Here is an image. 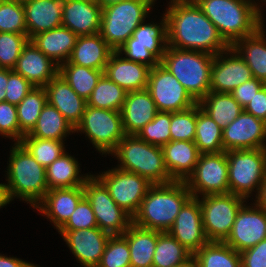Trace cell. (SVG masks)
I'll list each match as a JSON object with an SVG mask.
<instances>
[{"label": "cell", "mask_w": 266, "mask_h": 267, "mask_svg": "<svg viewBox=\"0 0 266 267\" xmlns=\"http://www.w3.org/2000/svg\"><path fill=\"white\" fill-rule=\"evenodd\" d=\"M191 256L192 254L168 232L157 231L152 267H175Z\"/></svg>", "instance_id": "40"}, {"label": "cell", "mask_w": 266, "mask_h": 267, "mask_svg": "<svg viewBox=\"0 0 266 267\" xmlns=\"http://www.w3.org/2000/svg\"><path fill=\"white\" fill-rule=\"evenodd\" d=\"M83 189L100 230L111 236L122 235L133 223V217L116 204L96 175H89Z\"/></svg>", "instance_id": "11"}, {"label": "cell", "mask_w": 266, "mask_h": 267, "mask_svg": "<svg viewBox=\"0 0 266 267\" xmlns=\"http://www.w3.org/2000/svg\"><path fill=\"white\" fill-rule=\"evenodd\" d=\"M0 134L19 143V121L15 104L0 102Z\"/></svg>", "instance_id": "49"}, {"label": "cell", "mask_w": 266, "mask_h": 267, "mask_svg": "<svg viewBox=\"0 0 266 267\" xmlns=\"http://www.w3.org/2000/svg\"><path fill=\"white\" fill-rule=\"evenodd\" d=\"M118 52L125 54L127 60L141 62L149 67H155L160 61L141 45H123Z\"/></svg>", "instance_id": "52"}, {"label": "cell", "mask_w": 266, "mask_h": 267, "mask_svg": "<svg viewBox=\"0 0 266 267\" xmlns=\"http://www.w3.org/2000/svg\"><path fill=\"white\" fill-rule=\"evenodd\" d=\"M255 204L266 210V179L264 180V183L261 185L259 192L257 196H255Z\"/></svg>", "instance_id": "57"}, {"label": "cell", "mask_w": 266, "mask_h": 267, "mask_svg": "<svg viewBox=\"0 0 266 267\" xmlns=\"http://www.w3.org/2000/svg\"><path fill=\"white\" fill-rule=\"evenodd\" d=\"M168 4L164 14L167 19V46L212 55L230 47L195 2L170 0Z\"/></svg>", "instance_id": "1"}, {"label": "cell", "mask_w": 266, "mask_h": 267, "mask_svg": "<svg viewBox=\"0 0 266 267\" xmlns=\"http://www.w3.org/2000/svg\"><path fill=\"white\" fill-rule=\"evenodd\" d=\"M95 1L101 6V8H104L110 4L118 3L122 0H95Z\"/></svg>", "instance_id": "60"}, {"label": "cell", "mask_w": 266, "mask_h": 267, "mask_svg": "<svg viewBox=\"0 0 266 267\" xmlns=\"http://www.w3.org/2000/svg\"><path fill=\"white\" fill-rule=\"evenodd\" d=\"M226 157L229 193L248 200L257 190V196L266 179V148L230 150L226 151Z\"/></svg>", "instance_id": "8"}, {"label": "cell", "mask_w": 266, "mask_h": 267, "mask_svg": "<svg viewBox=\"0 0 266 267\" xmlns=\"http://www.w3.org/2000/svg\"><path fill=\"white\" fill-rule=\"evenodd\" d=\"M76 261L83 267H97L110 234L98 227L79 230H59Z\"/></svg>", "instance_id": "19"}, {"label": "cell", "mask_w": 266, "mask_h": 267, "mask_svg": "<svg viewBox=\"0 0 266 267\" xmlns=\"http://www.w3.org/2000/svg\"><path fill=\"white\" fill-rule=\"evenodd\" d=\"M11 198L9 196L7 184L0 183V208L10 204Z\"/></svg>", "instance_id": "58"}, {"label": "cell", "mask_w": 266, "mask_h": 267, "mask_svg": "<svg viewBox=\"0 0 266 267\" xmlns=\"http://www.w3.org/2000/svg\"><path fill=\"white\" fill-rule=\"evenodd\" d=\"M223 129L197 103V122L194 143L201 154L221 153Z\"/></svg>", "instance_id": "36"}, {"label": "cell", "mask_w": 266, "mask_h": 267, "mask_svg": "<svg viewBox=\"0 0 266 267\" xmlns=\"http://www.w3.org/2000/svg\"><path fill=\"white\" fill-rule=\"evenodd\" d=\"M195 3L229 46L264 25L262 6L254 0H196Z\"/></svg>", "instance_id": "2"}, {"label": "cell", "mask_w": 266, "mask_h": 267, "mask_svg": "<svg viewBox=\"0 0 266 267\" xmlns=\"http://www.w3.org/2000/svg\"><path fill=\"white\" fill-rule=\"evenodd\" d=\"M80 166L73 156L64 152L57 160L46 167L48 189L83 186L89 175H79Z\"/></svg>", "instance_id": "32"}, {"label": "cell", "mask_w": 266, "mask_h": 267, "mask_svg": "<svg viewBox=\"0 0 266 267\" xmlns=\"http://www.w3.org/2000/svg\"><path fill=\"white\" fill-rule=\"evenodd\" d=\"M78 36L69 28L58 27L33 36L30 41L58 66L67 62Z\"/></svg>", "instance_id": "29"}, {"label": "cell", "mask_w": 266, "mask_h": 267, "mask_svg": "<svg viewBox=\"0 0 266 267\" xmlns=\"http://www.w3.org/2000/svg\"><path fill=\"white\" fill-rule=\"evenodd\" d=\"M19 143L45 168L65 152V142L59 140L40 139L27 134Z\"/></svg>", "instance_id": "42"}, {"label": "cell", "mask_w": 266, "mask_h": 267, "mask_svg": "<svg viewBox=\"0 0 266 267\" xmlns=\"http://www.w3.org/2000/svg\"><path fill=\"white\" fill-rule=\"evenodd\" d=\"M122 236L129 245L131 267H152L157 230L145 229L132 223Z\"/></svg>", "instance_id": "30"}, {"label": "cell", "mask_w": 266, "mask_h": 267, "mask_svg": "<svg viewBox=\"0 0 266 267\" xmlns=\"http://www.w3.org/2000/svg\"><path fill=\"white\" fill-rule=\"evenodd\" d=\"M197 122V104L171 112L170 133L172 141H194Z\"/></svg>", "instance_id": "45"}, {"label": "cell", "mask_w": 266, "mask_h": 267, "mask_svg": "<svg viewBox=\"0 0 266 267\" xmlns=\"http://www.w3.org/2000/svg\"><path fill=\"white\" fill-rule=\"evenodd\" d=\"M84 197L83 186L54 188L47 191L44 199L35 207L46 216L59 231Z\"/></svg>", "instance_id": "21"}, {"label": "cell", "mask_w": 266, "mask_h": 267, "mask_svg": "<svg viewBox=\"0 0 266 267\" xmlns=\"http://www.w3.org/2000/svg\"><path fill=\"white\" fill-rule=\"evenodd\" d=\"M167 232L192 255L209 242L204 231L200 202L197 197H191L183 205Z\"/></svg>", "instance_id": "18"}, {"label": "cell", "mask_w": 266, "mask_h": 267, "mask_svg": "<svg viewBox=\"0 0 266 267\" xmlns=\"http://www.w3.org/2000/svg\"><path fill=\"white\" fill-rule=\"evenodd\" d=\"M13 1H17V2H19V3H24V2H27V1H29V0H13Z\"/></svg>", "instance_id": "61"}, {"label": "cell", "mask_w": 266, "mask_h": 267, "mask_svg": "<svg viewBox=\"0 0 266 267\" xmlns=\"http://www.w3.org/2000/svg\"><path fill=\"white\" fill-rule=\"evenodd\" d=\"M202 222L209 241L224 242L229 236L236 215L246 199L232 193L198 197Z\"/></svg>", "instance_id": "10"}, {"label": "cell", "mask_w": 266, "mask_h": 267, "mask_svg": "<svg viewBox=\"0 0 266 267\" xmlns=\"http://www.w3.org/2000/svg\"><path fill=\"white\" fill-rule=\"evenodd\" d=\"M13 70L33 86L45 87L58 74L59 66L29 40L22 48Z\"/></svg>", "instance_id": "22"}, {"label": "cell", "mask_w": 266, "mask_h": 267, "mask_svg": "<svg viewBox=\"0 0 266 267\" xmlns=\"http://www.w3.org/2000/svg\"><path fill=\"white\" fill-rule=\"evenodd\" d=\"M46 103L47 94L45 88L34 87L22 101L16 105L19 121V142L24 135L32 131Z\"/></svg>", "instance_id": "38"}, {"label": "cell", "mask_w": 266, "mask_h": 267, "mask_svg": "<svg viewBox=\"0 0 266 267\" xmlns=\"http://www.w3.org/2000/svg\"><path fill=\"white\" fill-rule=\"evenodd\" d=\"M185 182L192 197L229 193L226 151L201 154L194 172Z\"/></svg>", "instance_id": "12"}, {"label": "cell", "mask_w": 266, "mask_h": 267, "mask_svg": "<svg viewBox=\"0 0 266 267\" xmlns=\"http://www.w3.org/2000/svg\"><path fill=\"white\" fill-rule=\"evenodd\" d=\"M65 0H29L23 3L27 37L62 26Z\"/></svg>", "instance_id": "26"}, {"label": "cell", "mask_w": 266, "mask_h": 267, "mask_svg": "<svg viewBox=\"0 0 266 267\" xmlns=\"http://www.w3.org/2000/svg\"><path fill=\"white\" fill-rule=\"evenodd\" d=\"M147 90L158 111L177 112L198 103L160 62L150 69Z\"/></svg>", "instance_id": "14"}, {"label": "cell", "mask_w": 266, "mask_h": 267, "mask_svg": "<svg viewBox=\"0 0 266 267\" xmlns=\"http://www.w3.org/2000/svg\"><path fill=\"white\" fill-rule=\"evenodd\" d=\"M110 154L118 159V169L145 177L153 185L174 182L165 167L161 147L137 135H125Z\"/></svg>", "instance_id": "6"}, {"label": "cell", "mask_w": 266, "mask_h": 267, "mask_svg": "<svg viewBox=\"0 0 266 267\" xmlns=\"http://www.w3.org/2000/svg\"><path fill=\"white\" fill-rule=\"evenodd\" d=\"M44 88L47 102L59 110L75 128L83 118L87 101L80 97L59 74L49 81Z\"/></svg>", "instance_id": "24"}, {"label": "cell", "mask_w": 266, "mask_h": 267, "mask_svg": "<svg viewBox=\"0 0 266 267\" xmlns=\"http://www.w3.org/2000/svg\"><path fill=\"white\" fill-rule=\"evenodd\" d=\"M244 111L266 122V84L244 107Z\"/></svg>", "instance_id": "54"}, {"label": "cell", "mask_w": 266, "mask_h": 267, "mask_svg": "<svg viewBox=\"0 0 266 267\" xmlns=\"http://www.w3.org/2000/svg\"><path fill=\"white\" fill-rule=\"evenodd\" d=\"M28 41L27 34L0 32V68L13 70Z\"/></svg>", "instance_id": "46"}, {"label": "cell", "mask_w": 266, "mask_h": 267, "mask_svg": "<svg viewBox=\"0 0 266 267\" xmlns=\"http://www.w3.org/2000/svg\"><path fill=\"white\" fill-rule=\"evenodd\" d=\"M34 87L23 76L12 69H8L5 101L17 105Z\"/></svg>", "instance_id": "50"}, {"label": "cell", "mask_w": 266, "mask_h": 267, "mask_svg": "<svg viewBox=\"0 0 266 267\" xmlns=\"http://www.w3.org/2000/svg\"><path fill=\"white\" fill-rule=\"evenodd\" d=\"M62 26L77 36L100 33L102 8L95 0H65Z\"/></svg>", "instance_id": "20"}, {"label": "cell", "mask_w": 266, "mask_h": 267, "mask_svg": "<svg viewBox=\"0 0 266 267\" xmlns=\"http://www.w3.org/2000/svg\"><path fill=\"white\" fill-rule=\"evenodd\" d=\"M198 104L222 129L244 110L230 93L210 91Z\"/></svg>", "instance_id": "34"}, {"label": "cell", "mask_w": 266, "mask_h": 267, "mask_svg": "<svg viewBox=\"0 0 266 267\" xmlns=\"http://www.w3.org/2000/svg\"><path fill=\"white\" fill-rule=\"evenodd\" d=\"M75 133V128L59 110L48 102L44 105L36 125L28 134L31 137L64 141L67 134Z\"/></svg>", "instance_id": "33"}, {"label": "cell", "mask_w": 266, "mask_h": 267, "mask_svg": "<svg viewBox=\"0 0 266 267\" xmlns=\"http://www.w3.org/2000/svg\"><path fill=\"white\" fill-rule=\"evenodd\" d=\"M157 112L155 102L147 89L127 92L120 110L125 134L137 135L155 118Z\"/></svg>", "instance_id": "25"}, {"label": "cell", "mask_w": 266, "mask_h": 267, "mask_svg": "<svg viewBox=\"0 0 266 267\" xmlns=\"http://www.w3.org/2000/svg\"><path fill=\"white\" fill-rule=\"evenodd\" d=\"M120 56L118 51L111 54L104 74L127 92L147 89L151 67Z\"/></svg>", "instance_id": "23"}, {"label": "cell", "mask_w": 266, "mask_h": 267, "mask_svg": "<svg viewBox=\"0 0 266 267\" xmlns=\"http://www.w3.org/2000/svg\"><path fill=\"white\" fill-rule=\"evenodd\" d=\"M97 267H131L129 245L122 235L110 236Z\"/></svg>", "instance_id": "47"}, {"label": "cell", "mask_w": 266, "mask_h": 267, "mask_svg": "<svg viewBox=\"0 0 266 267\" xmlns=\"http://www.w3.org/2000/svg\"><path fill=\"white\" fill-rule=\"evenodd\" d=\"M58 74L80 97L87 101L104 71L71 64L67 61L59 66Z\"/></svg>", "instance_id": "37"}, {"label": "cell", "mask_w": 266, "mask_h": 267, "mask_svg": "<svg viewBox=\"0 0 266 267\" xmlns=\"http://www.w3.org/2000/svg\"><path fill=\"white\" fill-rule=\"evenodd\" d=\"M98 227L90 202L84 196L67 223L60 230H81Z\"/></svg>", "instance_id": "48"}, {"label": "cell", "mask_w": 266, "mask_h": 267, "mask_svg": "<svg viewBox=\"0 0 266 267\" xmlns=\"http://www.w3.org/2000/svg\"><path fill=\"white\" fill-rule=\"evenodd\" d=\"M10 153L6 181L11 201L17 197L35 209L49 190L46 168L20 143H14Z\"/></svg>", "instance_id": "4"}, {"label": "cell", "mask_w": 266, "mask_h": 267, "mask_svg": "<svg viewBox=\"0 0 266 267\" xmlns=\"http://www.w3.org/2000/svg\"><path fill=\"white\" fill-rule=\"evenodd\" d=\"M191 197L185 181L154 184L148 189L138 212L133 216V223L145 229L167 232Z\"/></svg>", "instance_id": "3"}, {"label": "cell", "mask_w": 266, "mask_h": 267, "mask_svg": "<svg viewBox=\"0 0 266 267\" xmlns=\"http://www.w3.org/2000/svg\"><path fill=\"white\" fill-rule=\"evenodd\" d=\"M113 52L100 33L78 36L68 61L71 64L104 71Z\"/></svg>", "instance_id": "28"}, {"label": "cell", "mask_w": 266, "mask_h": 267, "mask_svg": "<svg viewBox=\"0 0 266 267\" xmlns=\"http://www.w3.org/2000/svg\"><path fill=\"white\" fill-rule=\"evenodd\" d=\"M0 32L27 34L23 3L0 0Z\"/></svg>", "instance_id": "44"}, {"label": "cell", "mask_w": 266, "mask_h": 267, "mask_svg": "<svg viewBox=\"0 0 266 267\" xmlns=\"http://www.w3.org/2000/svg\"><path fill=\"white\" fill-rule=\"evenodd\" d=\"M171 112L158 111L155 118L137 134L143 141L162 147L171 141Z\"/></svg>", "instance_id": "43"}, {"label": "cell", "mask_w": 266, "mask_h": 267, "mask_svg": "<svg viewBox=\"0 0 266 267\" xmlns=\"http://www.w3.org/2000/svg\"><path fill=\"white\" fill-rule=\"evenodd\" d=\"M111 198L132 217L138 212L148 189L153 185L145 177L115 167L96 176Z\"/></svg>", "instance_id": "13"}, {"label": "cell", "mask_w": 266, "mask_h": 267, "mask_svg": "<svg viewBox=\"0 0 266 267\" xmlns=\"http://www.w3.org/2000/svg\"><path fill=\"white\" fill-rule=\"evenodd\" d=\"M160 25L141 23L124 45H141L147 48L159 61L167 47V19L163 15Z\"/></svg>", "instance_id": "35"}, {"label": "cell", "mask_w": 266, "mask_h": 267, "mask_svg": "<svg viewBox=\"0 0 266 267\" xmlns=\"http://www.w3.org/2000/svg\"><path fill=\"white\" fill-rule=\"evenodd\" d=\"M164 163L174 181H186L194 172L201 153L194 141H170L161 147Z\"/></svg>", "instance_id": "27"}, {"label": "cell", "mask_w": 266, "mask_h": 267, "mask_svg": "<svg viewBox=\"0 0 266 267\" xmlns=\"http://www.w3.org/2000/svg\"><path fill=\"white\" fill-rule=\"evenodd\" d=\"M241 267H266V238L240 253Z\"/></svg>", "instance_id": "51"}, {"label": "cell", "mask_w": 266, "mask_h": 267, "mask_svg": "<svg viewBox=\"0 0 266 267\" xmlns=\"http://www.w3.org/2000/svg\"><path fill=\"white\" fill-rule=\"evenodd\" d=\"M264 26L254 34L239 39L232 47L245 60L253 77L266 84V37Z\"/></svg>", "instance_id": "31"}, {"label": "cell", "mask_w": 266, "mask_h": 267, "mask_svg": "<svg viewBox=\"0 0 266 267\" xmlns=\"http://www.w3.org/2000/svg\"><path fill=\"white\" fill-rule=\"evenodd\" d=\"M224 151L266 148V122L244 110L222 131Z\"/></svg>", "instance_id": "17"}, {"label": "cell", "mask_w": 266, "mask_h": 267, "mask_svg": "<svg viewBox=\"0 0 266 267\" xmlns=\"http://www.w3.org/2000/svg\"><path fill=\"white\" fill-rule=\"evenodd\" d=\"M253 78L245 60L230 46L226 51L214 56L210 91L231 93L236 87Z\"/></svg>", "instance_id": "16"}, {"label": "cell", "mask_w": 266, "mask_h": 267, "mask_svg": "<svg viewBox=\"0 0 266 267\" xmlns=\"http://www.w3.org/2000/svg\"><path fill=\"white\" fill-rule=\"evenodd\" d=\"M246 203L236 215L232 230L224 241L235 251H242L254 247L266 238V210Z\"/></svg>", "instance_id": "15"}, {"label": "cell", "mask_w": 266, "mask_h": 267, "mask_svg": "<svg viewBox=\"0 0 266 267\" xmlns=\"http://www.w3.org/2000/svg\"><path fill=\"white\" fill-rule=\"evenodd\" d=\"M153 6L152 0H122L102 8V38L114 51H118L148 17Z\"/></svg>", "instance_id": "7"}, {"label": "cell", "mask_w": 266, "mask_h": 267, "mask_svg": "<svg viewBox=\"0 0 266 267\" xmlns=\"http://www.w3.org/2000/svg\"><path fill=\"white\" fill-rule=\"evenodd\" d=\"M264 85V82L253 78L236 87L230 94L244 108Z\"/></svg>", "instance_id": "53"}, {"label": "cell", "mask_w": 266, "mask_h": 267, "mask_svg": "<svg viewBox=\"0 0 266 267\" xmlns=\"http://www.w3.org/2000/svg\"><path fill=\"white\" fill-rule=\"evenodd\" d=\"M214 56L202 51L167 46L160 63L199 102L210 92Z\"/></svg>", "instance_id": "5"}, {"label": "cell", "mask_w": 266, "mask_h": 267, "mask_svg": "<svg viewBox=\"0 0 266 267\" xmlns=\"http://www.w3.org/2000/svg\"><path fill=\"white\" fill-rule=\"evenodd\" d=\"M126 94L127 91L103 74L87 100V106L120 112Z\"/></svg>", "instance_id": "41"}, {"label": "cell", "mask_w": 266, "mask_h": 267, "mask_svg": "<svg viewBox=\"0 0 266 267\" xmlns=\"http://www.w3.org/2000/svg\"><path fill=\"white\" fill-rule=\"evenodd\" d=\"M75 132L85 133L101 155H109L126 135L119 111L86 106Z\"/></svg>", "instance_id": "9"}, {"label": "cell", "mask_w": 266, "mask_h": 267, "mask_svg": "<svg viewBox=\"0 0 266 267\" xmlns=\"http://www.w3.org/2000/svg\"><path fill=\"white\" fill-rule=\"evenodd\" d=\"M193 256L200 267H241L240 253L225 242L209 241Z\"/></svg>", "instance_id": "39"}, {"label": "cell", "mask_w": 266, "mask_h": 267, "mask_svg": "<svg viewBox=\"0 0 266 267\" xmlns=\"http://www.w3.org/2000/svg\"><path fill=\"white\" fill-rule=\"evenodd\" d=\"M175 267H200L196 258L192 255L189 259H187L184 263L179 264Z\"/></svg>", "instance_id": "59"}, {"label": "cell", "mask_w": 266, "mask_h": 267, "mask_svg": "<svg viewBox=\"0 0 266 267\" xmlns=\"http://www.w3.org/2000/svg\"><path fill=\"white\" fill-rule=\"evenodd\" d=\"M8 82V69H0V102L5 101L6 87Z\"/></svg>", "instance_id": "56"}, {"label": "cell", "mask_w": 266, "mask_h": 267, "mask_svg": "<svg viewBox=\"0 0 266 267\" xmlns=\"http://www.w3.org/2000/svg\"><path fill=\"white\" fill-rule=\"evenodd\" d=\"M0 267H38L32 263L23 261L16 257H7L4 254H0ZM40 267V266H39Z\"/></svg>", "instance_id": "55"}]
</instances>
